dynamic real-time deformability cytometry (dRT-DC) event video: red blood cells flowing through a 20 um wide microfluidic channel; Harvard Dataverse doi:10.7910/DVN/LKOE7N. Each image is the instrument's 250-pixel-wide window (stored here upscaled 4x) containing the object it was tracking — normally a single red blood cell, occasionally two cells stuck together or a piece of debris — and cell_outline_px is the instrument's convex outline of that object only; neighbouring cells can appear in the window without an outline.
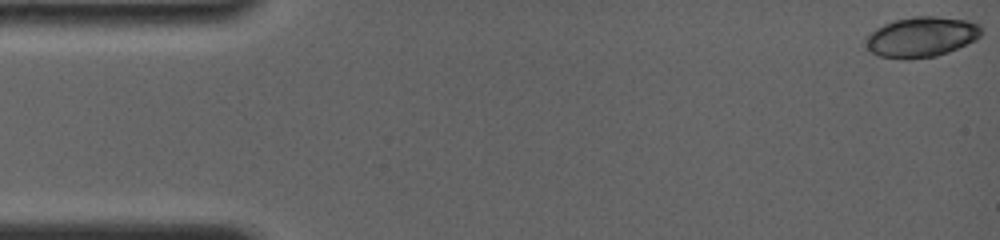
{"species": "common noctule bat (a hibernating species)", "species_latin": "Nyctalus noctula", "temperature_condition": "room temperature", "stored_images_in_passage": 18, "camera_frame_rate_fps": 4000, "um_per_image_px": 0.085, "animal": {"sex": "female", "body_mass_g": 19.0, "forearm_length_mm": 56.7}, "frame": {"image": 1, "passage_image": 1, "time_ms": 0.0, "image_size_px": [1000, 240], "cell_outline_px": [[980, 36], [976, 40], [948, 52], [936, 56], [908, 60], [880, 56], [872, 52], [868, 48], [864, 40], [864, 36], [876, 28], [884, 24], [896, 20], [912, 16], [936, 16], [968, 20], [980, 24]], "centroid_in_image_um": [78.3, 3.14], "position_along_channel_um": 6.7, "area_um2": 27.28}}
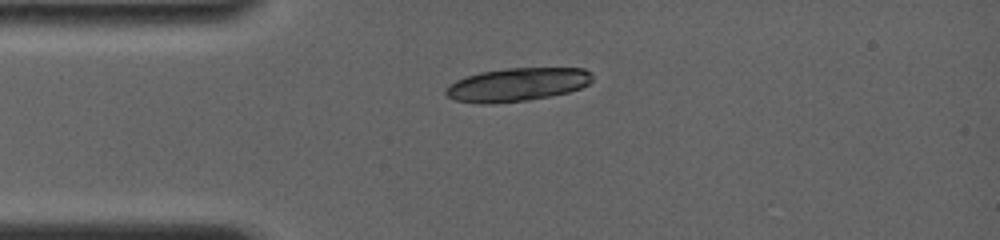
{"frame": {"image": 2, "passage_image": 16, "time_ms": 3.75, "image_size_px": [1000, 240], "cell_outline_px": [[592, 80], [588, 84], [580, 88], [568, 92], [528, 100], [492, 104], [484, 104], [456, 100], [448, 96], [444, 92], [444, 88], [448, 84], [456, 80], [480, 72], [508, 68], [584, 68], [592, 72]], "centroid_in_image_um": [43.95, 7.19], "position_along_channel_um": 41.1, "area_um2": 28.5}}